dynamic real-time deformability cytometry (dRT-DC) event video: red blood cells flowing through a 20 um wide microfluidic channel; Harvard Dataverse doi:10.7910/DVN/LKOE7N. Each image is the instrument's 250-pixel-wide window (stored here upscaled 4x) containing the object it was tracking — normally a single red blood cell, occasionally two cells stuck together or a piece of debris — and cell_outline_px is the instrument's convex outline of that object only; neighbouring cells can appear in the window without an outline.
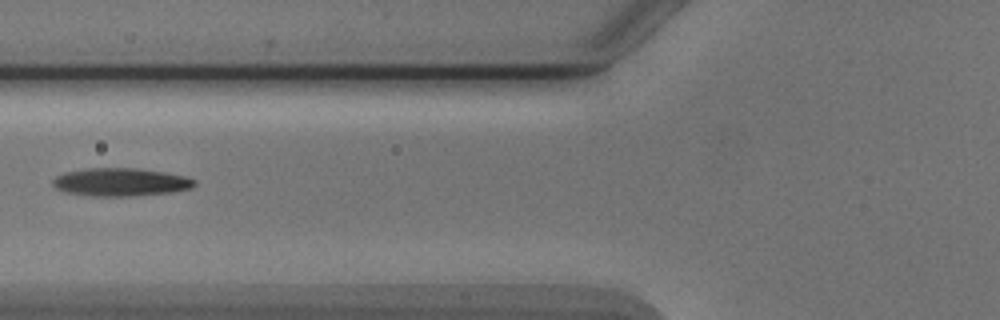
{"species": "Egyptian fruit bat (a non-hibernating species)", "species_latin": "Rousettus aegyptiacus", "temperature_condition": "cold", "stored_images_in_passage": 7, "camera_frame_rate_fps": 3000, "um_per_image_px": 0.085, "animal": {"sex": "male"}, "frame": {"image": 1, "passage_image": 6, "time_ms": 6.667, "image_size_px": [1000, 320], "cell_outline_px": [[196, 184], [192, 188], [172, 192], [132, 196], [92, 196], [64, 192], [56, 188], [52, 184], [52, 180], [56, 176], [64, 172], [88, 168], [140, 168], [164, 172], [184, 176], [196, 180]], "centroid_in_image_um": [10.25, 15.48], "position_along_channel_um": 115.6, "area_um2": 23.29}}
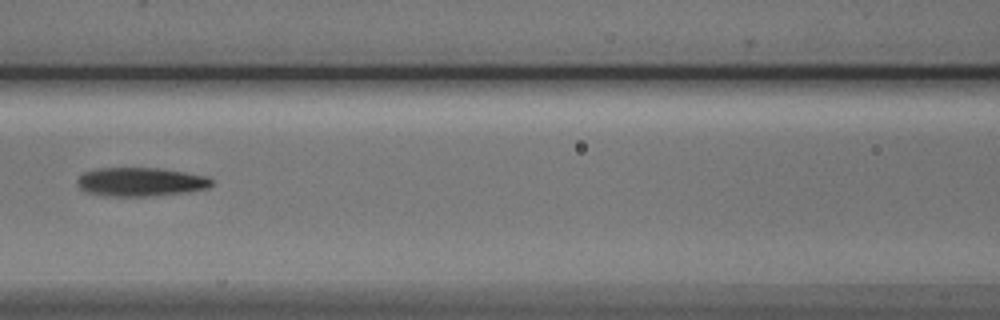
{"frame": {"image": 2, "passage_image": 7, "time_ms": 7.667, "image_size_px": [1000, 320], "cell_outline_px": [[212, 184], [208, 188], [184, 192], [148, 196], [104, 196], [84, 192], [76, 184], [76, 180], [84, 172], [100, 168], [160, 168], [208, 176], [212, 180]], "centroid_in_image_um": [11.91, 15.46], "position_along_channel_um": 154.7, "area_um2": 22.54}}